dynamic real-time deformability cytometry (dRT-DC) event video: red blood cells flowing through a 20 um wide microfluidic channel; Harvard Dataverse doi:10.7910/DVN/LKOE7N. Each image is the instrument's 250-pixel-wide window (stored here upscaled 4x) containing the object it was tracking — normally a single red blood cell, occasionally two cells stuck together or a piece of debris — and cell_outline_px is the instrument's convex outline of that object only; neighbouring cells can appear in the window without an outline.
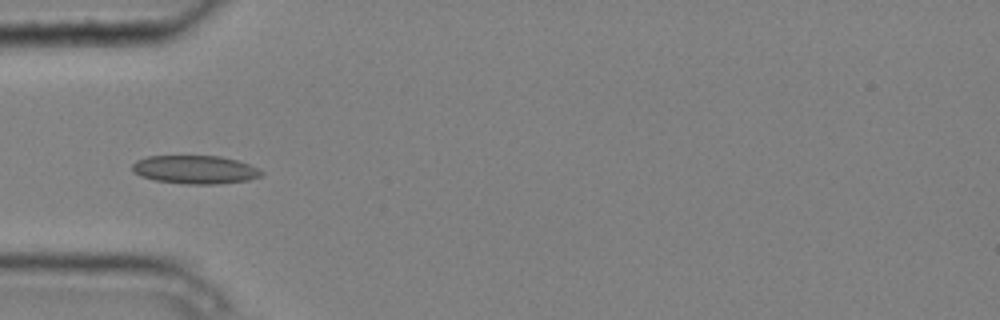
{"species": "common noctule bat (a hibernating species)", "species_latin": "Nyctalus noctula", "temperature_condition": "cold", "stored_images_in_passage": 3, "camera_frame_rate_fps": 3000, "um_per_image_px": 0.085, "animal": {"sex": "male", "body_mass_g": 20.4}, "frame": {"image": 1, "passage_image": 1, "time_ms": 0.0, "image_size_px": [1000, 320], "cell_outline_px": [[264, 172], [260, 176], [248, 180], [216, 184], [188, 184], [156, 180], [140, 176], [132, 172], [132, 164], [136, 160], [148, 156], [220, 156], [236, 160], [260, 168]], "centroid_in_image_um": [16.57, 14.41], "position_along_channel_um": 68.4, "area_um2": 21.33}}
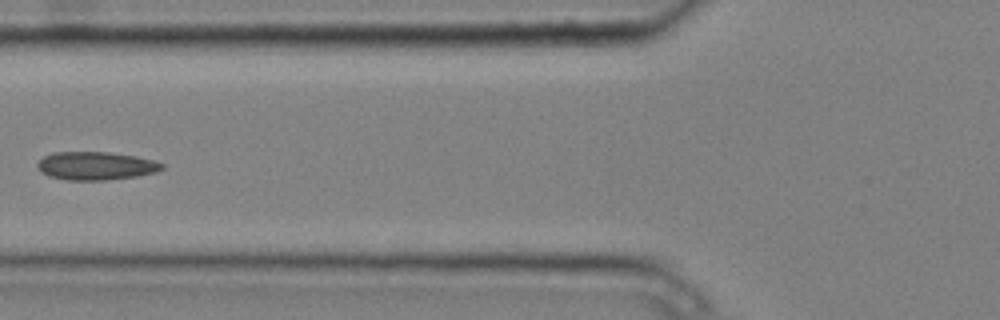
{"frame": {"image": 2, "passage_image": 2, "time_ms": 0.333, "image_size_px": [1000, 320], "cell_outline_px": [[164, 168], [156, 172], [136, 176], [104, 180], [68, 180], [48, 176], [40, 172], [36, 164], [44, 156], [52, 152], [108, 152], [136, 156], [152, 160], [164, 164]], "centroid_in_image_um": [8.12, 14.09], "position_along_channel_um": 117.7, "area_um2": 20.46}}
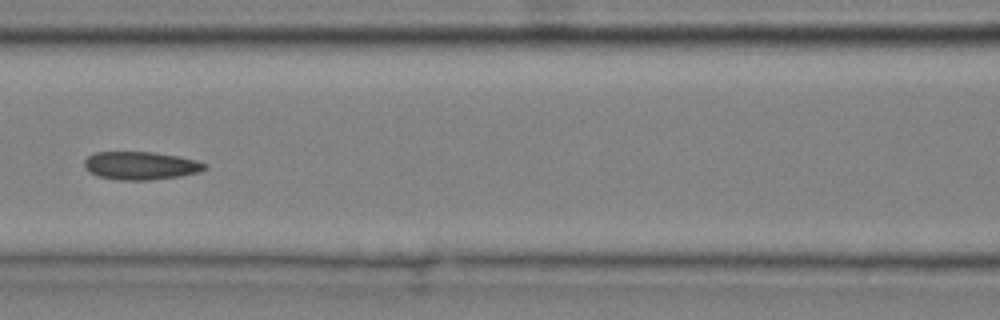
{"frame": {"image": 3, "passage_image": 3, "time_ms": 0.667, "image_size_px": [1000, 320], "cell_outline_px": [[208, 168], [200, 172], [180, 176], [152, 180], [120, 180], [100, 176], [88, 172], [84, 168], [84, 160], [88, 156], [96, 152], [152, 152], [176, 156], [196, 160], [208, 164]], "centroid_in_image_um": [11.97, 14.08], "position_along_channel_um": 154.6, "area_um2": 19.77}}